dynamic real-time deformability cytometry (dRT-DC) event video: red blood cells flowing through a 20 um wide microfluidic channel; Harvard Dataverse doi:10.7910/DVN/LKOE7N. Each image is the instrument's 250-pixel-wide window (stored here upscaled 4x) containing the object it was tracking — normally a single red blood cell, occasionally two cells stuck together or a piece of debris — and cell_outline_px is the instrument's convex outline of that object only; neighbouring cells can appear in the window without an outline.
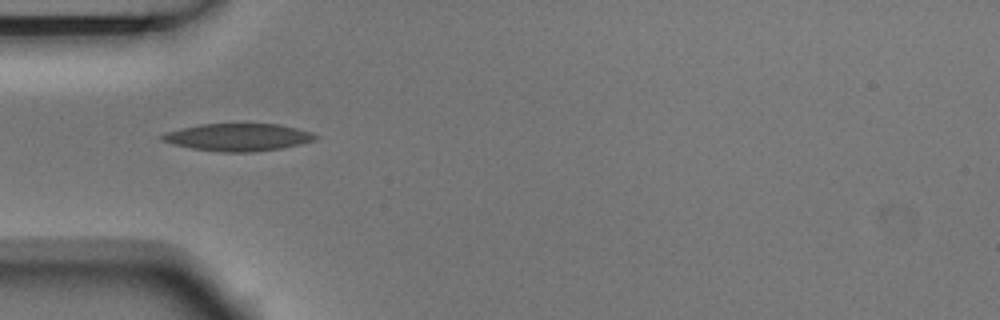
{"species": "Egyptian fruit bat (a non-hibernating species)", "species_latin": "Rousettus aegyptiacus", "temperature_condition": "room temperature", "stored_images_in_passage": 3, "camera_frame_rate_fps": 3000, "um_per_image_px": 0.085, "animal": {"sex": "male"}, "frame": {"image": 1, "passage_image": 1, "time_ms": 0.0, "image_size_px": [1000, 320], "cell_outline_px": [[320, 136], [316, 140], [300, 144], [280, 148], [252, 152], [224, 152], [192, 148], [172, 144], [160, 140], [160, 136], [168, 132], [180, 128], [200, 124], [280, 124], [312, 132]], "centroid_in_image_um": [20.26, 11.66], "position_along_channel_um": 64.7, "area_um2": 24.45}}
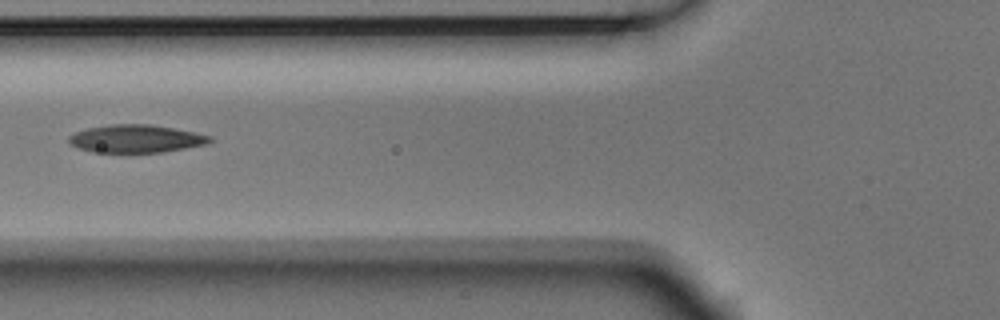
{"frame": {"image": 2, "passage_image": 2, "time_ms": 0.333, "image_size_px": [1000, 320], "cell_outline_px": [[212, 140], [208, 144], [164, 152], [92, 152], [76, 148], [68, 144], [68, 136], [76, 132], [88, 128], [112, 124], [152, 124], [196, 132], [212, 136]], "centroid_in_image_um": [11.56, 11.79], "position_along_channel_um": 114.2, "area_um2": 23.12}}
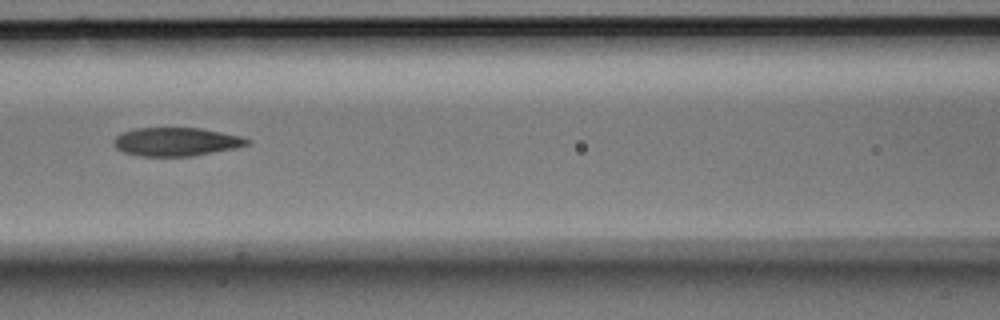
{"frame": {"image": 3, "passage_image": 3, "time_ms": 0.667, "image_size_px": [1000, 320], "cell_outline_px": [[252, 140], [248, 144], [236, 148], [192, 156], [140, 156], [124, 152], [116, 148], [112, 144], [112, 140], [116, 136], [124, 132], [136, 128], [200, 128], [240, 136]], "centroid_in_image_um": [14.96, 12.05], "position_along_channel_um": 151.6, "area_um2": 22.08}}